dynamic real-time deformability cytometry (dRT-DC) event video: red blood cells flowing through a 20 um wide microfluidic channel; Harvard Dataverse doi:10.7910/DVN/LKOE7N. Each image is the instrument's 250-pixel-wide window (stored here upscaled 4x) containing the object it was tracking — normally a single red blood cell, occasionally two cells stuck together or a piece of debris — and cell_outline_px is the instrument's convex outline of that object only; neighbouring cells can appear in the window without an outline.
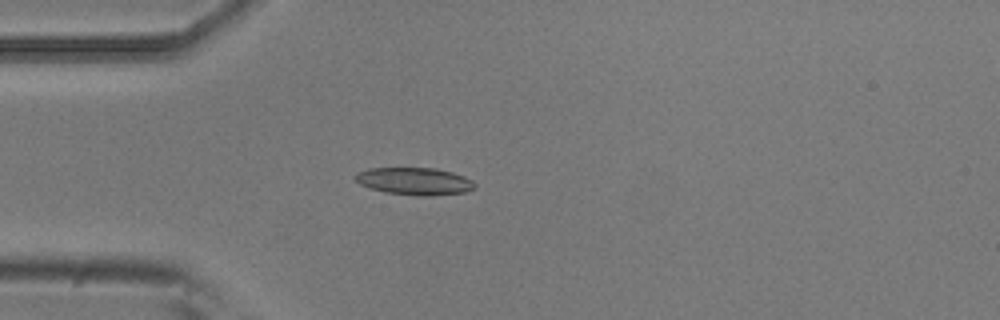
{"species": "common noctule bat (a hibernating species)", "species_latin": "Nyctalus noctula", "temperature_condition": "room temperature", "stored_images_in_passage": 4, "camera_frame_rate_fps": 3000, "um_per_image_px": 0.085, "animal": {"sex": "male", "body_mass_g": 20.5, "forearm_length_mm": 52.5}, "frame": {"image": 1, "passage_image": 4, "time_ms": 1.0, "image_size_px": [1000, 320], "cell_outline_px": [[476, 188], [464, 192], [428, 196], [416, 196], [388, 192], [368, 188], [360, 184], [352, 176], [356, 172], [368, 168], [436, 168], [452, 172], [464, 176], [472, 180], [476, 184]], "centroid_in_image_um": [35.22, 15.4], "position_along_channel_um": 49.8, "area_um2": 19.19}}